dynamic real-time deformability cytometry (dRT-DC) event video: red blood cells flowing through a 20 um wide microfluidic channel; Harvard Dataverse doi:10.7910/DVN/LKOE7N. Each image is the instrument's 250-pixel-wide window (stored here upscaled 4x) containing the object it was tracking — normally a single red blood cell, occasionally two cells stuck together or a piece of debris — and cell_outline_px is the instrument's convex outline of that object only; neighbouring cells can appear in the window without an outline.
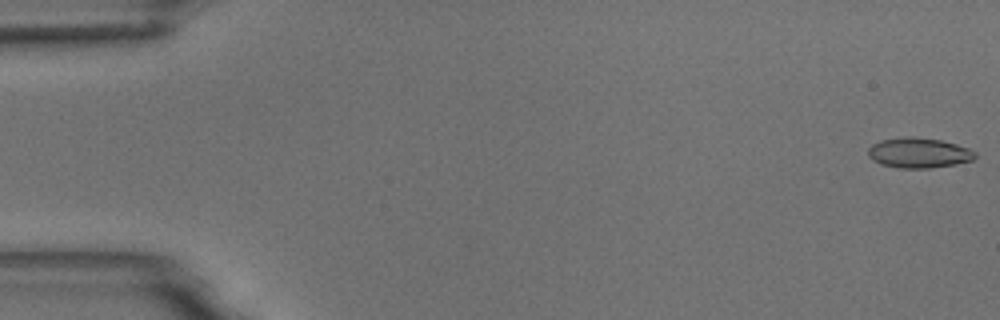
{"species": "common noctule bat (a hibernating species)", "species_latin": "Nyctalus noctula", "temperature_condition": "room temperature", "stored_images_in_passage": 14, "camera_frame_rate_fps": 3000, "um_per_image_px": 0.085, "animal": {"sex": "male", "body_mass_g": 18.8}, "frame": {"image": 1, "passage_image": 1, "time_ms": 0.0, "image_size_px": [1000, 320], "cell_outline_px": [[976, 156], [972, 160], [956, 164], [932, 168], [900, 168], [880, 164], [872, 160], [868, 156], [868, 148], [872, 144], [880, 140], [908, 136], [912, 136], [940, 140], [956, 144], [968, 148], [976, 152]], "centroid_in_image_um": [78.07, 12.99], "position_along_channel_um": 6.9, "area_um2": 18.9}}